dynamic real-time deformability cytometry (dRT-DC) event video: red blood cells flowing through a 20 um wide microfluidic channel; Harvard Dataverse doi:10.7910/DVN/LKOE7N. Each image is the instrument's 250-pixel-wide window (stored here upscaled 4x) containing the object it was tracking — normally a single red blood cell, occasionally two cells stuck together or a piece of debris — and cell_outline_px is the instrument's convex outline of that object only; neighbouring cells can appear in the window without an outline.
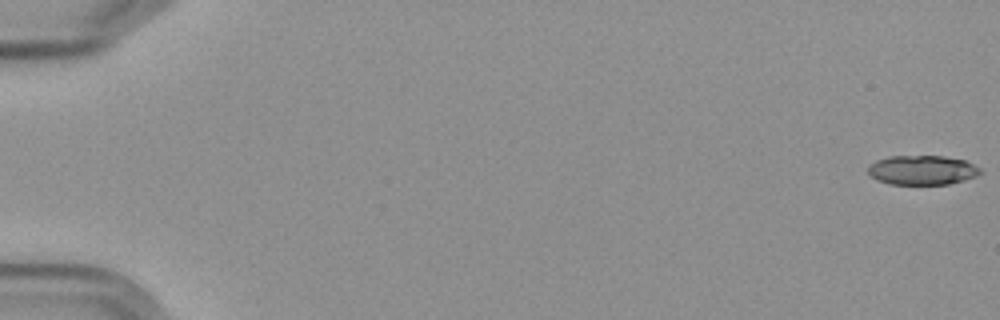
{"species": "Egyptian fruit bat (a non-hibernating species)", "species_latin": "Rousettus aegyptiacus", "temperature_condition": "cold", "stored_images_in_passage": 58, "camera_frame_rate_fps": 3000, "um_per_image_px": 0.085, "frame": {"image": 1, "passage_image": 1, "time_ms": 0.0, "image_size_px": [1000, 320], "cell_outline_px": [[984, 172], [976, 176], [964, 180], [948, 184], [888, 184], [876, 180], [868, 172], [868, 164], [876, 160], [888, 156], [944, 156], [964, 160], [980, 168]], "centroid_in_image_um": [78.37, 14.45], "position_along_channel_um": 6.6, "area_um2": 19.36}}
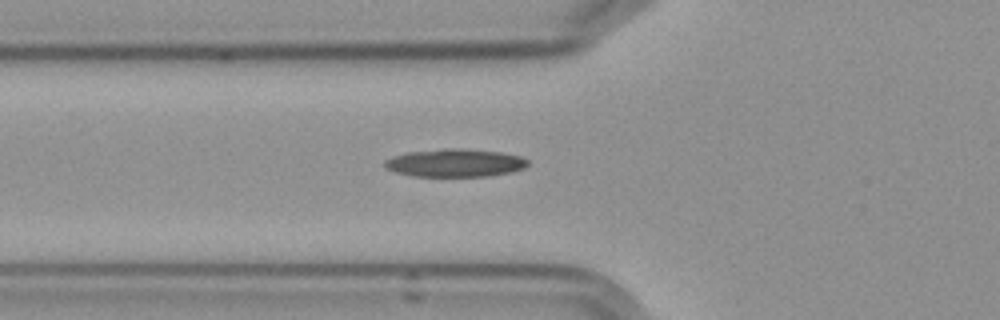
{"frame": {"image": 2, "passage_image": 22, "time_ms": 7.0, "image_size_px": [1000, 320], "cell_outline_px": [[528, 164], [524, 168], [512, 172], [488, 176], [412, 176], [396, 172], [388, 168], [384, 164], [384, 160], [392, 156], [408, 152], [448, 148], [460, 148], [500, 152], [520, 156], [528, 160]], "centroid_in_image_um": [38.69, 13.84], "position_along_channel_um": 87.1, "area_um2": 23.24}}
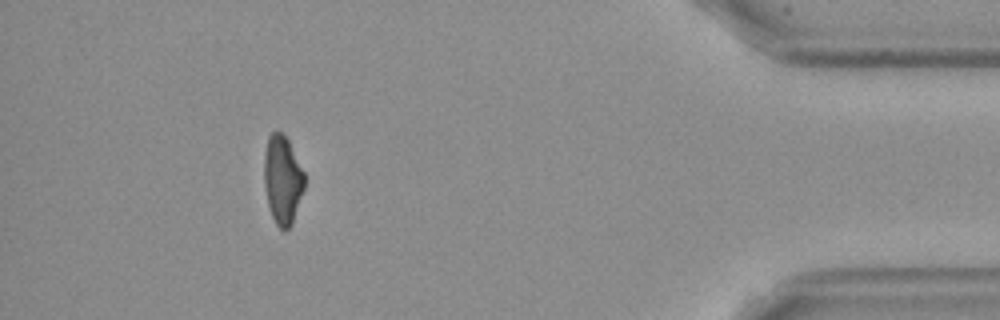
{"frame": {"image": 3, "passage_image": 53, "time_ms": 17.333, "image_size_px": [1000, 320], "cell_outline_px": [[304, 188], [292, 224], [284, 232], [276, 224], [272, 216], [268, 204], [264, 184], [264, 156], [268, 136], [276, 128], [280, 128], [288, 140], [304, 172]], "centroid_in_image_um": [24.0, 15.24], "position_along_channel_um": 411.2, "area_um2": 20.92}, "authors_computed_cell_mechanics": {"area_um2": 21.4438, "velocity_mm_per_s": 3.6131, "shape_relaxation_time_tau1_ms": null, "shape_relaxation_time_tau2_ms": 7.7048, "deformation_change_tau1": null, "deformation_change_tau2": 0.1725}}